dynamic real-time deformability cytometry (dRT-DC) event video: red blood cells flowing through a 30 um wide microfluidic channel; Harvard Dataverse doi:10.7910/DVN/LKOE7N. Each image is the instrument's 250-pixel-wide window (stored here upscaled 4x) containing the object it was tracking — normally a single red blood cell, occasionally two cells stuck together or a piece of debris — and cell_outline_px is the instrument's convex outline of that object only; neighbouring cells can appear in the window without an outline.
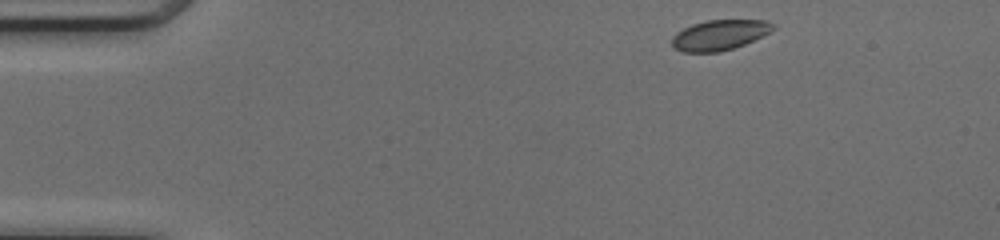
{"species": "common noctule bat (a hibernating species)", "species_latin": "Nyctalus noctula", "temperature_condition": "cold", "stored_images_in_passage": 43, "camera_frame_rate_fps": 3000, "um_per_image_px": 0.085, "animal": {"sex": "female", "body_mass_g": 17.0, "forearm_length_mm": 48.0}, "frame": {"image": 1, "passage_image": 1, "time_ms": 0.0, "image_size_px": [1000, 240], "cell_outline_px": [[776, 28], [744, 44], [720, 52], [684, 52], [672, 48], [672, 36], [676, 32], [692, 24], [708, 20], [768, 20], [776, 24]], "centroid_in_image_um": [61.14, 2.97], "position_along_channel_um": 23.9, "area_um2": 17.8}}
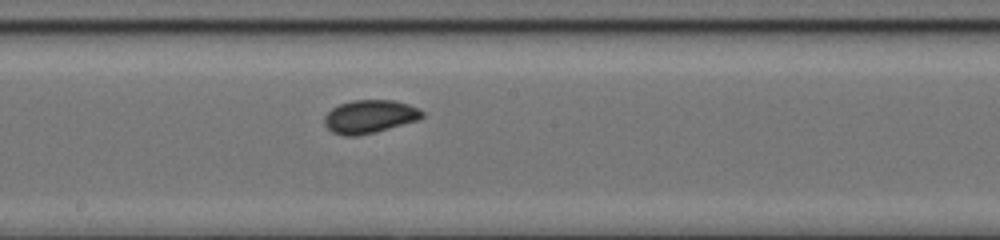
{"frame": {"image": 2, "passage_image": 21, "time_ms": 6.667, "image_size_px": [1000, 240], "cell_outline_px": [[424, 116], [420, 120], [376, 132], [356, 136], [344, 136], [332, 132], [324, 124], [324, 116], [332, 108], [340, 104], [352, 100], [396, 100], [420, 108], [424, 112]], "centroid_in_image_um": [31.46, 9.91], "position_along_channel_um": 216.7, "area_um2": 19.19}}
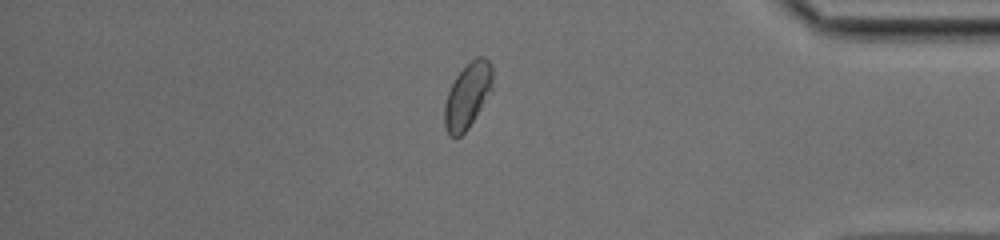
{"frame": {"image": 3, "passage_image": 36, "time_ms": 11.667, "image_size_px": [1000, 240], "cell_outline_px": [[492, 88], [468, 128], [456, 140], [448, 136], [444, 124], [444, 104], [448, 92], [456, 76], [476, 56], [484, 56], [492, 64]], "centroid_in_image_um": [39.72, 8.15], "position_along_channel_um": 395.5, "area_um2": 18.15}, "authors_computed_cell_mechanics": {"area_um2": 18.4382, "velocity_mm_per_s": 4.1539, "shape_relaxation_time_tau1_ms": 6.9905, "shape_relaxation_time_tau2_ms": 1.2169, "deformation_change_tau1": 0.1331, "deformation_change_tau2": 0.0334}}